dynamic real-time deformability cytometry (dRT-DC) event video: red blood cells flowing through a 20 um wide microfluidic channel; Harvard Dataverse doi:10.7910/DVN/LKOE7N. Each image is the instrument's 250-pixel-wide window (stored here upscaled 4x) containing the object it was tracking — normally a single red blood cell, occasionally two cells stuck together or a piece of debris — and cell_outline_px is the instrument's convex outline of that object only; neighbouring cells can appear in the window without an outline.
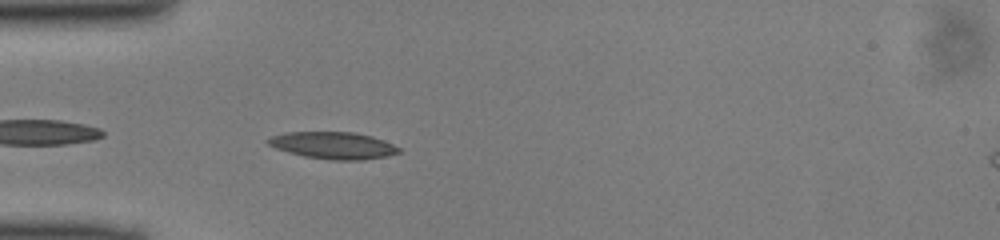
{"species": "common noctule bat (a hibernating species)", "species_latin": "Nyctalus noctula", "temperature_condition": "cold", "stored_images_in_passage": 35, "camera_frame_rate_fps": 3000, "um_per_image_px": 0.085, "animal": {"sex": "male", "body_mass_g": 13.0, "forearm_length_mm": 53.1}, "frame": {"image": 1, "passage_image": 2, "time_ms": 0.333, "image_size_px": [1000, 240], "cell_outline_px": [[400, 152], [388, 156], [364, 160], [332, 160], [304, 156], [288, 152], [276, 148], [268, 144], [264, 140], [272, 136], [288, 132], [356, 132], [372, 136], [392, 144], [400, 148]], "centroid_in_image_um": [28.33, 12.36], "position_along_channel_um": 56.7, "area_um2": 20.58}}
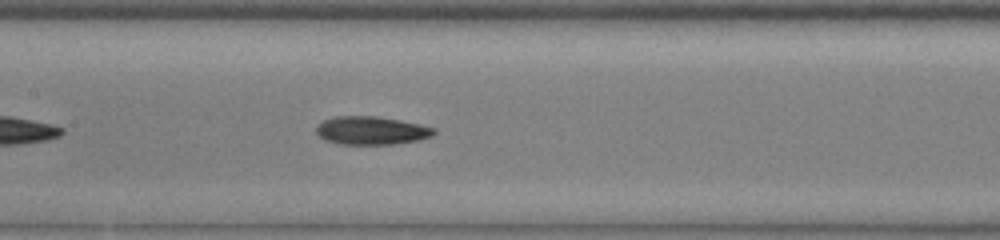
{"frame": {"image": 2, "passage_image": 11, "time_ms": 3.333, "image_size_px": [1000, 240], "cell_outline_px": [[436, 132], [432, 136], [420, 140], [392, 144], [340, 144], [324, 140], [316, 132], [316, 128], [324, 120], [336, 116], [376, 116], [400, 120], [420, 124], [436, 128]], "centroid_in_image_um": [31.6, 11.09], "position_along_channel_um": 175.8, "area_um2": 19.36}}
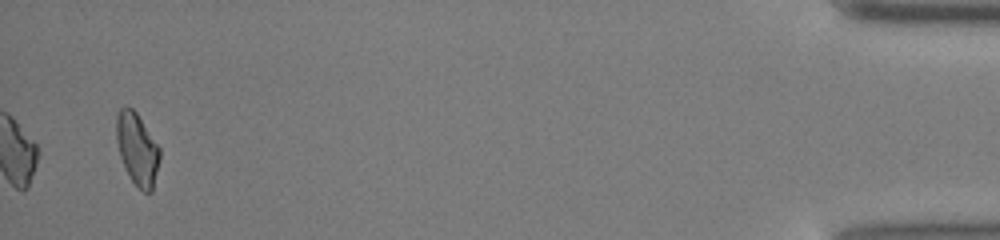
{"frame": {"image": 3, "passage_image": 35, "time_ms": 11.333, "image_size_px": [1000, 240], "cell_outline_px": [[160, 160], [152, 192], [144, 192], [132, 180], [120, 156], [116, 140], [116, 116], [120, 108], [132, 108], [136, 112], [160, 148]], "centroid_in_image_um": [11.67, 12.66], "position_along_channel_um": 423.5, "area_um2": 17.92}}